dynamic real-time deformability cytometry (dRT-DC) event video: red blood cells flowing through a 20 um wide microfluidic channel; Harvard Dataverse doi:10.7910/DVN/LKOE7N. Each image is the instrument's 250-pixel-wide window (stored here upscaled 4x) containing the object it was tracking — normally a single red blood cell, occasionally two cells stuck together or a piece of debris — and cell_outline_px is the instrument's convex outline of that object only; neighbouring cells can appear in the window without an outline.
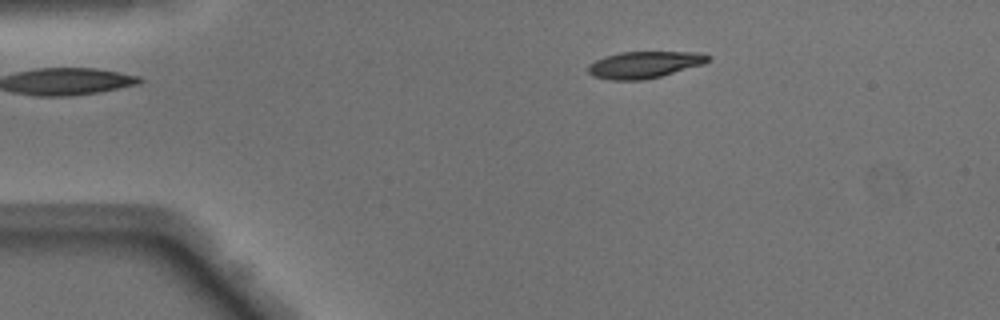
{"species": "Egyptian fruit bat (a non-hibernating species)", "species_latin": "Rousettus aegyptiacus", "temperature_condition": "warm", "stored_images_in_passage": 41, "camera_frame_rate_fps": 3000, "um_per_image_px": 0.085, "animal": {"sex": "male"}, "frame": {"image": 1, "passage_image": 1, "time_ms": 0.0, "image_size_px": [1000, 320], "cell_outline_px": [[712, 60], [704, 64], [660, 76], [644, 80], [612, 80], [592, 76], [588, 72], [588, 64], [604, 56], [620, 52], [700, 52], [712, 56]], "centroid_in_image_um": [54.79, 5.49], "position_along_channel_um": 30.2, "area_um2": 18.84}}
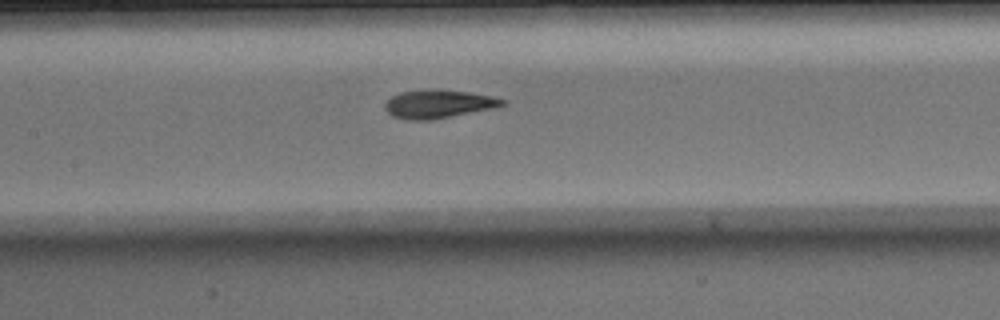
{"frame": {"image": 2, "passage_image": 15, "time_ms": 4.667, "image_size_px": [1000, 320], "cell_outline_px": [[508, 104], [496, 108], [432, 120], [404, 120], [392, 116], [384, 108], [384, 104], [392, 96], [400, 92], [428, 88], [432, 88], [468, 92], [492, 96], [508, 100]], "centroid_in_image_um": [37.29, 8.83], "position_along_channel_um": 170.1, "area_um2": 19.88}}
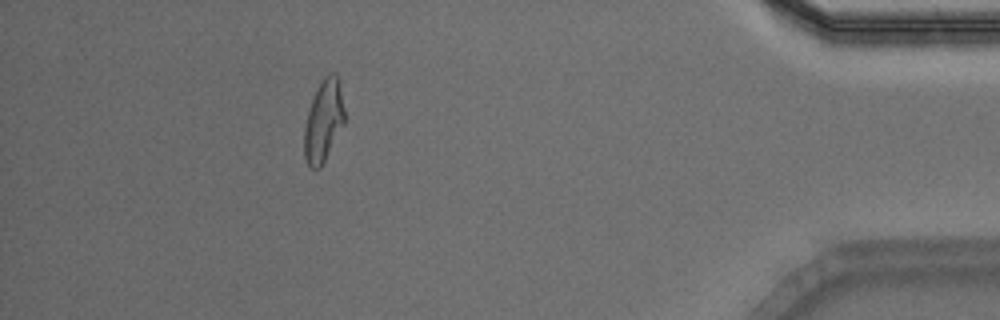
{"frame": {"image": 3, "passage_image": 36, "time_ms": 11.667, "image_size_px": [1000, 320], "cell_outline_px": [[344, 124], [320, 168], [312, 168], [308, 164], [304, 156], [304, 128], [308, 112], [316, 88], [324, 76], [328, 72], [336, 72], [340, 80], [344, 108]], "centroid_in_image_um": [27.51, 10.21], "position_along_channel_um": 407.7, "area_um2": 19.25}, "authors_computed_cell_mechanics": {"area_um2": 19.4786, "velocity_mm_per_s": 4.1202, "shape_relaxation_time_tau1_ms": 6.0185, "shape_relaxation_time_tau2_ms": 1.5805, "deformation_change_tau1": 0.2304, "deformation_change_tau2": 0.0851}}